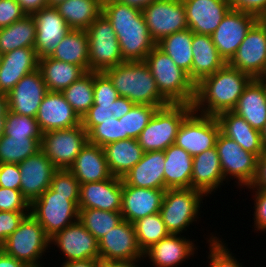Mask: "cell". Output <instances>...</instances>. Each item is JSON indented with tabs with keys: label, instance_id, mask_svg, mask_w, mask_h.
Listing matches in <instances>:
<instances>
[{
	"label": "cell",
	"instance_id": "1",
	"mask_svg": "<svg viewBox=\"0 0 266 267\" xmlns=\"http://www.w3.org/2000/svg\"><path fill=\"white\" fill-rule=\"evenodd\" d=\"M251 76L226 63L214 74L196 84L193 110L202 115L217 116L232 111L248 84Z\"/></svg>",
	"mask_w": 266,
	"mask_h": 267
},
{
	"label": "cell",
	"instance_id": "2",
	"mask_svg": "<svg viewBox=\"0 0 266 267\" xmlns=\"http://www.w3.org/2000/svg\"><path fill=\"white\" fill-rule=\"evenodd\" d=\"M102 13L116 32L123 61H144L156 42L150 35L142 10L114 0H103Z\"/></svg>",
	"mask_w": 266,
	"mask_h": 267
},
{
	"label": "cell",
	"instance_id": "3",
	"mask_svg": "<svg viewBox=\"0 0 266 267\" xmlns=\"http://www.w3.org/2000/svg\"><path fill=\"white\" fill-rule=\"evenodd\" d=\"M104 73L112 81L119 97H125L137 105H152L158 108L170 104L160 94L144 61L123 62Z\"/></svg>",
	"mask_w": 266,
	"mask_h": 267
},
{
	"label": "cell",
	"instance_id": "4",
	"mask_svg": "<svg viewBox=\"0 0 266 267\" xmlns=\"http://www.w3.org/2000/svg\"><path fill=\"white\" fill-rule=\"evenodd\" d=\"M144 62L148 65L160 94L170 104L193 105L196 95L195 83L166 53L155 46Z\"/></svg>",
	"mask_w": 266,
	"mask_h": 267
},
{
	"label": "cell",
	"instance_id": "5",
	"mask_svg": "<svg viewBox=\"0 0 266 267\" xmlns=\"http://www.w3.org/2000/svg\"><path fill=\"white\" fill-rule=\"evenodd\" d=\"M204 197L202 192L193 188L165 190L160 215L170 234L181 235L190 229V225L198 224L203 200L206 201Z\"/></svg>",
	"mask_w": 266,
	"mask_h": 267
},
{
	"label": "cell",
	"instance_id": "6",
	"mask_svg": "<svg viewBox=\"0 0 266 267\" xmlns=\"http://www.w3.org/2000/svg\"><path fill=\"white\" fill-rule=\"evenodd\" d=\"M78 201L79 195L58 194L49 187L30 204V213L43 227L46 235L52 238L78 221Z\"/></svg>",
	"mask_w": 266,
	"mask_h": 267
},
{
	"label": "cell",
	"instance_id": "7",
	"mask_svg": "<svg viewBox=\"0 0 266 267\" xmlns=\"http://www.w3.org/2000/svg\"><path fill=\"white\" fill-rule=\"evenodd\" d=\"M193 111V105L169 104L158 108L137 141L144 152L164 151L173 145L179 127Z\"/></svg>",
	"mask_w": 266,
	"mask_h": 267
},
{
	"label": "cell",
	"instance_id": "8",
	"mask_svg": "<svg viewBox=\"0 0 266 267\" xmlns=\"http://www.w3.org/2000/svg\"><path fill=\"white\" fill-rule=\"evenodd\" d=\"M0 249L25 265H39L44 263L41 259L45 253L50 252V238L30 213L1 244Z\"/></svg>",
	"mask_w": 266,
	"mask_h": 267
},
{
	"label": "cell",
	"instance_id": "9",
	"mask_svg": "<svg viewBox=\"0 0 266 267\" xmlns=\"http://www.w3.org/2000/svg\"><path fill=\"white\" fill-rule=\"evenodd\" d=\"M86 32L89 38V71L105 72L124 62L116 32L103 13Z\"/></svg>",
	"mask_w": 266,
	"mask_h": 267
},
{
	"label": "cell",
	"instance_id": "10",
	"mask_svg": "<svg viewBox=\"0 0 266 267\" xmlns=\"http://www.w3.org/2000/svg\"><path fill=\"white\" fill-rule=\"evenodd\" d=\"M215 147L225 183L236 179L235 187L243 190L244 187L250 186L256 175L258 157L242 149L237 142L221 132L217 136Z\"/></svg>",
	"mask_w": 266,
	"mask_h": 267
},
{
	"label": "cell",
	"instance_id": "11",
	"mask_svg": "<svg viewBox=\"0 0 266 267\" xmlns=\"http://www.w3.org/2000/svg\"><path fill=\"white\" fill-rule=\"evenodd\" d=\"M87 142V132L81 124L42 133L41 150L57 169L67 170Z\"/></svg>",
	"mask_w": 266,
	"mask_h": 267
},
{
	"label": "cell",
	"instance_id": "12",
	"mask_svg": "<svg viewBox=\"0 0 266 267\" xmlns=\"http://www.w3.org/2000/svg\"><path fill=\"white\" fill-rule=\"evenodd\" d=\"M219 133L216 116L202 115L193 110L179 127L174 144L194 157L215 147Z\"/></svg>",
	"mask_w": 266,
	"mask_h": 267
},
{
	"label": "cell",
	"instance_id": "13",
	"mask_svg": "<svg viewBox=\"0 0 266 267\" xmlns=\"http://www.w3.org/2000/svg\"><path fill=\"white\" fill-rule=\"evenodd\" d=\"M228 64L257 79L266 73V20L259 19L248 31Z\"/></svg>",
	"mask_w": 266,
	"mask_h": 267
},
{
	"label": "cell",
	"instance_id": "14",
	"mask_svg": "<svg viewBox=\"0 0 266 267\" xmlns=\"http://www.w3.org/2000/svg\"><path fill=\"white\" fill-rule=\"evenodd\" d=\"M142 14L156 43L168 35L188 28L182 0H157L143 9Z\"/></svg>",
	"mask_w": 266,
	"mask_h": 267
},
{
	"label": "cell",
	"instance_id": "15",
	"mask_svg": "<svg viewBox=\"0 0 266 267\" xmlns=\"http://www.w3.org/2000/svg\"><path fill=\"white\" fill-rule=\"evenodd\" d=\"M259 18L251 13L230 9L211 35L219 55L228 63L251 27Z\"/></svg>",
	"mask_w": 266,
	"mask_h": 267
},
{
	"label": "cell",
	"instance_id": "16",
	"mask_svg": "<svg viewBox=\"0 0 266 267\" xmlns=\"http://www.w3.org/2000/svg\"><path fill=\"white\" fill-rule=\"evenodd\" d=\"M57 246L62 252L63 263L77 260L100 259L98 240L80 223L65 227L50 238L52 250Z\"/></svg>",
	"mask_w": 266,
	"mask_h": 267
},
{
	"label": "cell",
	"instance_id": "17",
	"mask_svg": "<svg viewBox=\"0 0 266 267\" xmlns=\"http://www.w3.org/2000/svg\"><path fill=\"white\" fill-rule=\"evenodd\" d=\"M101 261L143 259L134 225L122 220L117 226L107 232L99 241Z\"/></svg>",
	"mask_w": 266,
	"mask_h": 267
},
{
	"label": "cell",
	"instance_id": "18",
	"mask_svg": "<svg viewBox=\"0 0 266 267\" xmlns=\"http://www.w3.org/2000/svg\"><path fill=\"white\" fill-rule=\"evenodd\" d=\"M21 173L20 191L31 204L51 185L58 170L42 150L18 164Z\"/></svg>",
	"mask_w": 266,
	"mask_h": 267
},
{
	"label": "cell",
	"instance_id": "19",
	"mask_svg": "<svg viewBox=\"0 0 266 267\" xmlns=\"http://www.w3.org/2000/svg\"><path fill=\"white\" fill-rule=\"evenodd\" d=\"M47 92L41 72L37 69L24 76L7 94L8 110L23 116L36 117Z\"/></svg>",
	"mask_w": 266,
	"mask_h": 267
},
{
	"label": "cell",
	"instance_id": "20",
	"mask_svg": "<svg viewBox=\"0 0 266 267\" xmlns=\"http://www.w3.org/2000/svg\"><path fill=\"white\" fill-rule=\"evenodd\" d=\"M32 16L36 23L34 49L39 59L49 57L70 31V28L55 7L41 8Z\"/></svg>",
	"mask_w": 266,
	"mask_h": 267
},
{
	"label": "cell",
	"instance_id": "21",
	"mask_svg": "<svg viewBox=\"0 0 266 267\" xmlns=\"http://www.w3.org/2000/svg\"><path fill=\"white\" fill-rule=\"evenodd\" d=\"M196 240L182 235L170 234L144 252L143 259L154 267H179L198 253ZM197 251V252H196Z\"/></svg>",
	"mask_w": 266,
	"mask_h": 267
},
{
	"label": "cell",
	"instance_id": "22",
	"mask_svg": "<svg viewBox=\"0 0 266 267\" xmlns=\"http://www.w3.org/2000/svg\"><path fill=\"white\" fill-rule=\"evenodd\" d=\"M42 133L81 125V118L66 101L62 92L48 91L36 115Z\"/></svg>",
	"mask_w": 266,
	"mask_h": 267
},
{
	"label": "cell",
	"instance_id": "23",
	"mask_svg": "<svg viewBox=\"0 0 266 267\" xmlns=\"http://www.w3.org/2000/svg\"><path fill=\"white\" fill-rule=\"evenodd\" d=\"M188 28L194 33L212 35L227 12L230 0H182Z\"/></svg>",
	"mask_w": 266,
	"mask_h": 267
},
{
	"label": "cell",
	"instance_id": "24",
	"mask_svg": "<svg viewBox=\"0 0 266 267\" xmlns=\"http://www.w3.org/2000/svg\"><path fill=\"white\" fill-rule=\"evenodd\" d=\"M122 178L112 176L100 182L80 185L78 209L120 211Z\"/></svg>",
	"mask_w": 266,
	"mask_h": 267
},
{
	"label": "cell",
	"instance_id": "25",
	"mask_svg": "<svg viewBox=\"0 0 266 267\" xmlns=\"http://www.w3.org/2000/svg\"><path fill=\"white\" fill-rule=\"evenodd\" d=\"M165 189L122 185L121 214L124 220L135 221L160 212Z\"/></svg>",
	"mask_w": 266,
	"mask_h": 267
},
{
	"label": "cell",
	"instance_id": "26",
	"mask_svg": "<svg viewBox=\"0 0 266 267\" xmlns=\"http://www.w3.org/2000/svg\"><path fill=\"white\" fill-rule=\"evenodd\" d=\"M39 58L34 48H19L0 55V93L7 95L26 75L36 71Z\"/></svg>",
	"mask_w": 266,
	"mask_h": 267
},
{
	"label": "cell",
	"instance_id": "27",
	"mask_svg": "<svg viewBox=\"0 0 266 267\" xmlns=\"http://www.w3.org/2000/svg\"><path fill=\"white\" fill-rule=\"evenodd\" d=\"M220 159L216 147L205 150L193 157L191 188L199 190L206 197L225 185Z\"/></svg>",
	"mask_w": 266,
	"mask_h": 267
},
{
	"label": "cell",
	"instance_id": "28",
	"mask_svg": "<svg viewBox=\"0 0 266 267\" xmlns=\"http://www.w3.org/2000/svg\"><path fill=\"white\" fill-rule=\"evenodd\" d=\"M164 163V151L144 152L142 159L122 177V185L165 189Z\"/></svg>",
	"mask_w": 266,
	"mask_h": 267
},
{
	"label": "cell",
	"instance_id": "29",
	"mask_svg": "<svg viewBox=\"0 0 266 267\" xmlns=\"http://www.w3.org/2000/svg\"><path fill=\"white\" fill-rule=\"evenodd\" d=\"M220 132L237 142L242 149L259 157L265 150L261 131L254 129L244 118L233 111H225L216 116Z\"/></svg>",
	"mask_w": 266,
	"mask_h": 267
},
{
	"label": "cell",
	"instance_id": "30",
	"mask_svg": "<svg viewBox=\"0 0 266 267\" xmlns=\"http://www.w3.org/2000/svg\"><path fill=\"white\" fill-rule=\"evenodd\" d=\"M69 171L84 183L100 182L112 177L103 147L87 142L77 155Z\"/></svg>",
	"mask_w": 266,
	"mask_h": 267
},
{
	"label": "cell",
	"instance_id": "31",
	"mask_svg": "<svg viewBox=\"0 0 266 267\" xmlns=\"http://www.w3.org/2000/svg\"><path fill=\"white\" fill-rule=\"evenodd\" d=\"M192 53V70L188 75L195 85L226 64L225 60L219 55L210 35L194 33Z\"/></svg>",
	"mask_w": 266,
	"mask_h": 267
},
{
	"label": "cell",
	"instance_id": "32",
	"mask_svg": "<svg viewBox=\"0 0 266 267\" xmlns=\"http://www.w3.org/2000/svg\"><path fill=\"white\" fill-rule=\"evenodd\" d=\"M164 155L165 190L191 188L193 156L175 144L164 150Z\"/></svg>",
	"mask_w": 266,
	"mask_h": 267
},
{
	"label": "cell",
	"instance_id": "33",
	"mask_svg": "<svg viewBox=\"0 0 266 267\" xmlns=\"http://www.w3.org/2000/svg\"><path fill=\"white\" fill-rule=\"evenodd\" d=\"M254 129L262 131L266 125V96L262 85L253 79L232 110Z\"/></svg>",
	"mask_w": 266,
	"mask_h": 267
},
{
	"label": "cell",
	"instance_id": "34",
	"mask_svg": "<svg viewBox=\"0 0 266 267\" xmlns=\"http://www.w3.org/2000/svg\"><path fill=\"white\" fill-rule=\"evenodd\" d=\"M110 173L122 178L144 154L137 139L129 138L111 142L103 147Z\"/></svg>",
	"mask_w": 266,
	"mask_h": 267
},
{
	"label": "cell",
	"instance_id": "35",
	"mask_svg": "<svg viewBox=\"0 0 266 267\" xmlns=\"http://www.w3.org/2000/svg\"><path fill=\"white\" fill-rule=\"evenodd\" d=\"M38 70L48 91L62 92L86 72L78 65L58 61L49 57L39 59Z\"/></svg>",
	"mask_w": 266,
	"mask_h": 267
},
{
	"label": "cell",
	"instance_id": "36",
	"mask_svg": "<svg viewBox=\"0 0 266 267\" xmlns=\"http://www.w3.org/2000/svg\"><path fill=\"white\" fill-rule=\"evenodd\" d=\"M50 57L78 65L89 72V38L86 30L70 29Z\"/></svg>",
	"mask_w": 266,
	"mask_h": 267
},
{
	"label": "cell",
	"instance_id": "37",
	"mask_svg": "<svg viewBox=\"0 0 266 267\" xmlns=\"http://www.w3.org/2000/svg\"><path fill=\"white\" fill-rule=\"evenodd\" d=\"M103 0H65L55 8L70 29L86 30L102 13Z\"/></svg>",
	"mask_w": 266,
	"mask_h": 267
},
{
	"label": "cell",
	"instance_id": "38",
	"mask_svg": "<svg viewBox=\"0 0 266 267\" xmlns=\"http://www.w3.org/2000/svg\"><path fill=\"white\" fill-rule=\"evenodd\" d=\"M36 23L32 15H25L11 25L0 29V55L12 50L34 48Z\"/></svg>",
	"mask_w": 266,
	"mask_h": 267
},
{
	"label": "cell",
	"instance_id": "39",
	"mask_svg": "<svg viewBox=\"0 0 266 267\" xmlns=\"http://www.w3.org/2000/svg\"><path fill=\"white\" fill-rule=\"evenodd\" d=\"M194 32L189 28L175 32L161 39L156 46L166 53L173 62L186 73L192 70V37Z\"/></svg>",
	"mask_w": 266,
	"mask_h": 267
},
{
	"label": "cell",
	"instance_id": "40",
	"mask_svg": "<svg viewBox=\"0 0 266 267\" xmlns=\"http://www.w3.org/2000/svg\"><path fill=\"white\" fill-rule=\"evenodd\" d=\"M62 93L66 101L82 119L94 104V72H86Z\"/></svg>",
	"mask_w": 266,
	"mask_h": 267
},
{
	"label": "cell",
	"instance_id": "41",
	"mask_svg": "<svg viewBox=\"0 0 266 267\" xmlns=\"http://www.w3.org/2000/svg\"><path fill=\"white\" fill-rule=\"evenodd\" d=\"M41 150V143L35 138L7 136L0 138V164H19Z\"/></svg>",
	"mask_w": 266,
	"mask_h": 267
},
{
	"label": "cell",
	"instance_id": "42",
	"mask_svg": "<svg viewBox=\"0 0 266 267\" xmlns=\"http://www.w3.org/2000/svg\"><path fill=\"white\" fill-rule=\"evenodd\" d=\"M78 220L99 241L122 220L120 211L79 209Z\"/></svg>",
	"mask_w": 266,
	"mask_h": 267
},
{
	"label": "cell",
	"instance_id": "43",
	"mask_svg": "<svg viewBox=\"0 0 266 267\" xmlns=\"http://www.w3.org/2000/svg\"><path fill=\"white\" fill-rule=\"evenodd\" d=\"M133 225L138 245L143 253L152 245L170 235L162 220L160 212L141 218L135 221Z\"/></svg>",
	"mask_w": 266,
	"mask_h": 267
},
{
	"label": "cell",
	"instance_id": "44",
	"mask_svg": "<svg viewBox=\"0 0 266 267\" xmlns=\"http://www.w3.org/2000/svg\"><path fill=\"white\" fill-rule=\"evenodd\" d=\"M4 135L35 138L42 142V132L35 117L6 111Z\"/></svg>",
	"mask_w": 266,
	"mask_h": 267
},
{
	"label": "cell",
	"instance_id": "45",
	"mask_svg": "<svg viewBox=\"0 0 266 267\" xmlns=\"http://www.w3.org/2000/svg\"><path fill=\"white\" fill-rule=\"evenodd\" d=\"M157 109V106L135 104L127 114L121 117L123 135H127V139H137Z\"/></svg>",
	"mask_w": 266,
	"mask_h": 267
},
{
	"label": "cell",
	"instance_id": "46",
	"mask_svg": "<svg viewBox=\"0 0 266 267\" xmlns=\"http://www.w3.org/2000/svg\"><path fill=\"white\" fill-rule=\"evenodd\" d=\"M207 236L209 239L207 237L205 239H207L206 244H209V253H207L208 267H244L236 258V255H234L235 253L230 251L231 248H228V244L226 241H223V238L217 237L216 233L213 232Z\"/></svg>",
	"mask_w": 266,
	"mask_h": 267
},
{
	"label": "cell",
	"instance_id": "47",
	"mask_svg": "<svg viewBox=\"0 0 266 267\" xmlns=\"http://www.w3.org/2000/svg\"><path fill=\"white\" fill-rule=\"evenodd\" d=\"M88 142L100 147L119 141L126 140L127 135H123L122 118L112 117L106 121H99L88 133Z\"/></svg>",
	"mask_w": 266,
	"mask_h": 267
},
{
	"label": "cell",
	"instance_id": "48",
	"mask_svg": "<svg viewBox=\"0 0 266 267\" xmlns=\"http://www.w3.org/2000/svg\"><path fill=\"white\" fill-rule=\"evenodd\" d=\"M118 98V92L109 77L104 72H94L93 105H114L113 102Z\"/></svg>",
	"mask_w": 266,
	"mask_h": 267
},
{
	"label": "cell",
	"instance_id": "49",
	"mask_svg": "<svg viewBox=\"0 0 266 267\" xmlns=\"http://www.w3.org/2000/svg\"><path fill=\"white\" fill-rule=\"evenodd\" d=\"M50 187L62 195H79L80 183L69 169H58L51 180Z\"/></svg>",
	"mask_w": 266,
	"mask_h": 267
},
{
	"label": "cell",
	"instance_id": "50",
	"mask_svg": "<svg viewBox=\"0 0 266 267\" xmlns=\"http://www.w3.org/2000/svg\"><path fill=\"white\" fill-rule=\"evenodd\" d=\"M0 211H30V203L20 190L0 187Z\"/></svg>",
	"mask_w": 266,
	"mask_h": 267
},
{
	"label": "cell",
	"instance_id": "51",
	"mask_svg": "<svg viewBox=\"0 0 266 267\" xmlns=\"http://www.w3.org/2000/svg\"><path fill=\"white\" fill-rule=\"evenodd\" d=\"M250 189V190H249ZM251 193V196L254 200V214L252 217L254 220V232L260 231V233L266 232V190L256 189V188H248ZM256 228V229H255Z\"/></svg>",
	"mask_w": 266,
	"mask_h": 267
},
{
	"label": "cell",
	"instance_id": "52",
	"mask_svg": "<svg viewBox=\"0 0 266 267\" xmlns=\"http://www.w3.org/2000/svg\"><path fill=\"white\" fill-rule=\"evenodd\" d=\"M30 211H0V246L19 226Z\"/></svg>",
	"mask_w": 266,
	"mask_h": 267
},
{
	"label": "cell",
	"instance_id": "53",
	"mask_svg": "<svg viewBox=\"0 0 266 267\" xmlns=\"http://www.w3.org/2000/svg\"><path fill=\"white\" fill-rule=\"evenodd\" d=\"M114 105H93L81 119L83 128L88 133L99 121H106L113 117Z\"/></svg>",
	"mask_w": 266,
	"mask_h": 267
},
{
	"label": "cell",
	"instance_id": "54",
	"mask_svg": "<svg viewBox=\"0 0 266 267\" xmlns=\"http://www.w3.org/2000/svg\"><path fill=\"white\" fill-rule=\"evenodd\" d=\"M27 15L17 0H0V29Z\"/></svg>",
	"mask_w": 266,
	"mask_h": 267
},
{
	"label": "cell",
	"instance_id": "55",
	"mask_svg": "<svg viewBox=\"0 0 266 267\" xmlns=\"http://www.w3.org/2000/svg\"><path fill=\"white\" fill-rule=\"evenodd\" d=\"M20 175L18 164H0V187L20 190Z\"/></svg>",
	"mask_w": 266,
	"mask_h": 267
},
{
	"label": "cell",
	"instance_id": "56",
	"mask_svg": "<svg viewBox=\"0 0 266 267\" xmlns=\"http://www.w3.org/2000/svg\"><path fill=\"white\" fill-rule=\"evenodd\" d=\"M232 9L251 13L259 19L266 17V0H230Z\"/></svg>",
	"mask_w": 266,
	"mask_h": 267
},
{
	"label": "cell",
	"instance_id": "57",
	"mask_svg": "<svg viewBox=\"0 0 266 267\" xmlns=\"http://www.w3.org/2000/svg\"><path fill=\"white\" fill-rule=\"evenodd\" d=\"M256 188L266 190V151H264L257 160V171L255 178L250 186L244 188Z\"/></svg>",
	"mask_w": 266,
	"mask_h": 267
},
{
	"label": "cell",
	"instance_id": "58",
	"mask_svg": "<svg viewBox=\"0 0 266 267\" xmlns=\"http://www.w3.org/2000/svg\"><path fill=\"white\" fill-rule=\"evenodd\" d=\"M114 104V114L113 117L120 119L125 114H127L132 107L135 105L132 101L125 97H119L113 102Z\"/></svg>",
	"mask_w": 266,
	"mask_h": 267
},
{
	"label": "cell",
	"instance_id": "59",
	"mask_svg": "<svg viewBox=\"0 0 266 267\" xmlns=\"http://www.w3.org/2000/svg\"><path fill=\"white\" fill-rule=\"evenodd\" d=\"M21 5L22 10L27 15H32L34 12L39 11L41 8L47 7V0H17Z\"/></svg>",
	"mask_w": 266,
	"mask_h": 267
},
{
	"label": "cell",
	"instance_id": "60",
	"mask_svg": "<svg viewBox=\"0 0 266 267\" xmlns=\"http://www.w3.org/2000/svg\"><path fill=\"white\" fill-rule=\"evenodd\" d=\"M142 260L144 261V259L101 261L100 267H140Z\"/></svg>",
	"mask_w": 266,
	"mask_h": 267
},
{
	"label": "cell",
	"instance_id": "61",
	"mask_svg": "<svg viewBox=\"0 0 266 267\" xmlns=\"http://www.w3.org/2000/svg\"><path fill=\"white\" fill-rule=\"evenodd\" d=\"M100 259L77 260L62 263L60 267H100Z\"/></svg>",
	"mask_w": 266,
	"mask_h": 267
},
{
	"label": "cell",
	"instance_id": "62",
	"mask_svg": "<svg viewBox=\"0 0 266 267\" xmlns=\"http://www.w3.org/2000/svg\"><path fill=\"white\" fill-rule=\"evenodd\" d=\"M26 265L0 249V267H25Z\"/></svg>",
	"mask_w": 266,
	"mask_h": 267
},
{
	"label": "cell",
	"instance_id": "63",
	"mask_svg": "<svg viewBox=\"0 0 266 267\" xmlns=\"http://www.w3.org/2000/svg\"><path fill=\"white\" fill-rule=\"evenodd\" d=\"M7 110H8L7 95L0 93V138L4 135Z\"/></svg>",
	"mask_w": 266,
	"mask_h": 267
},
{
	"label": "cell",
	"instance_id": "64",
	"mask_svg": "<svg viewBox=\"0 0 266 267\" xmlns=\"http://www.w3.org/2000/svg\"><path fill=\"white\" fill-rule=\"evenodd\" d=\"M114 1L143 10L148 5L152 4L153 2L157 0H114Z\"/></svg>",
	"mask_w": 266,
	"mask_h": 267
},
{
	"label": "cell",
	"instance_id": "65",
	"mask_svg": "<svg viewBox=\"0 0 266 267\" xmlns=\"http://www.w3.org/2000/svg\"><path fill=\"white\" fill-rule=\"evenodd\" d=\"M256 80L262 85L266 96V73L259 76Z\"/></svg>",
	"mask_w": 266,
	"mask_h": 267
},
{
	"label": "cell",
	"instance_id": "66",
	"mask_svg": "<svg viewBox=\"0 0 266 267\" xmlns=\"http://www.w3.org/2000/svg\"><path fill=\"white\" fill-rule=\"evenodd\" d=\"M65 0H47L48 7H56L63 3Z\"/></svg>",
	"mask_w": 266,
	"mask_h": 267
},
{
	"label": "cell",
	"instance_id": "67",
	"mask_svg": "<svg viewBox=\"0 0 266 267\" xmlns=\"http://www.w3.org/2000/svg\"><path fill=\"white\" fill-rule=\"evenodd\" d=\"M261 135H262L263 147H264V150L266 151V125L264 129L261 131Z\"/></svg>",
	"mask_w": 266,
	"mask_h": 267
},
{
	"label": "cell",
	"instance_id": "68",
	"mask_svg": "<svg viewBox=\"0 0 266 267\" xmlns=\"http://www.w3.org/2000/svg\"><path fill=\"white\" fill-rule=\"evenodd\" d=\"M25 267H45V266L39 264V265H26Z\"/></svg>",
	"mask_w": 266,
	"mask_h": 267
}]
</instances>
